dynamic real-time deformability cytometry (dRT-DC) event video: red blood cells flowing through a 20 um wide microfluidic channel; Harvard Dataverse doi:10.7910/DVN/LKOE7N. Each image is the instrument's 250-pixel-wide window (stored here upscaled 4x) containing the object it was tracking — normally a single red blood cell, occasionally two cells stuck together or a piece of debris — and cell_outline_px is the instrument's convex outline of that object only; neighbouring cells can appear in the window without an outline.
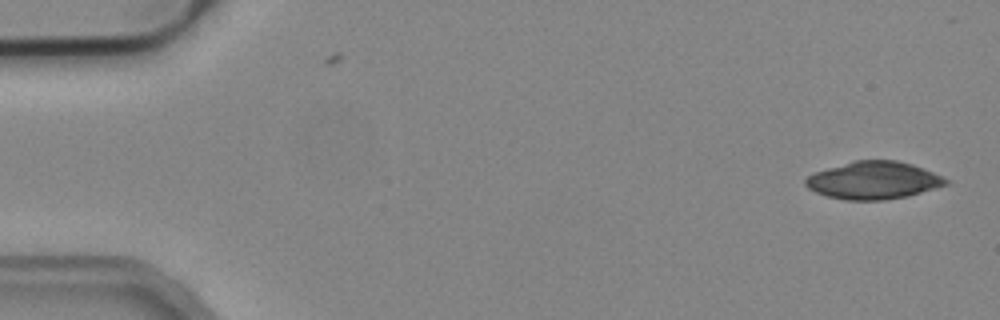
{"species": "common noctule bat (a hibernating species)", "species_latin": "Nyctalus noctula", "temperature_condition": "cold", "stored_images_in_passage": 50, "camera_frame_rate_fps": 3000, "um_per_image_px": 0.085, "animal": {"sex": "male", "body_mass_g": 19.2, "forearm_length_mm": 51.8}, "frame": {"image": 1, "passage_image": 1, "time_ms": 0.0, "image_size_px": [1000, 320], "cell_outline_px": [[948, 184], [908, 196], [884, 200], [848, 200], [828, 196], [816, 192], [808, 188], [804, 184], [804, 180], [808, 176], [816, 172], [852, 160], [896, 160], [912, 164], [924, 168], [948, 180]], "centroid_in_image_um": [74.24, 15.32], "position_along_channel_um": 10.8, "area_um2": 30.52}}